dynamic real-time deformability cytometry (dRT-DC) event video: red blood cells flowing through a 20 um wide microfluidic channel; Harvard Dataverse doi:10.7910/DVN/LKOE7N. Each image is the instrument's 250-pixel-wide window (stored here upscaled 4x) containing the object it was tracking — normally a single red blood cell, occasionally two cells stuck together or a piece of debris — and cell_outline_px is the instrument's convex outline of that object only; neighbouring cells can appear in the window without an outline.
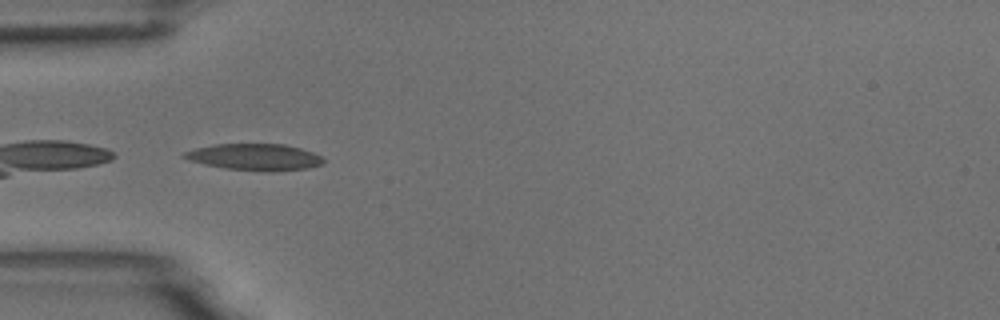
{"species": "common noctule bat (a hibernating species)", "species_latin": "Nyctalus noctula", "temperature_condition": "room temperature", "stored_images_in_passage": 4, "camera_frame_rate_fps": 3000, "um_per_image_px": 0.085, "animal": {"sex": "male", "body_mass_g": 18.8}, "frame": {"image": 1, "passage_image": 1, "time_ms": 0.0, "image_size_px": [1000, 320], "cell_outline_px": [[324, 164], [308, 168], [272, 172], [264, 172], [224, 168], [204, 164], [180, 156], [184, 152], [196, 148], [216, 144], [284, 144], [300, 148], [312, 152], [320, 156], [324, 160]], "centroid_in_image_um": [21.68, 13.36], "position_along_channel_um": 63.3, "area_um2": 21.56}}